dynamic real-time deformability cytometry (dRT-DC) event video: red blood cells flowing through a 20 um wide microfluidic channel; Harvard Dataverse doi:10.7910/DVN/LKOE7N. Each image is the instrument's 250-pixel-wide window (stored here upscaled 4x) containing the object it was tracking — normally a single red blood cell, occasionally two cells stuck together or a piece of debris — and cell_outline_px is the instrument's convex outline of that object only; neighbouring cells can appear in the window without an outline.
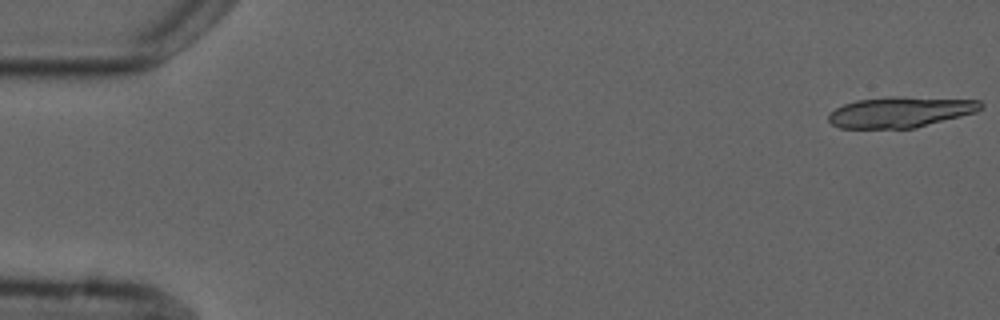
{"species": "common noctule bat (a hibernating species)", "species_latin": "Nyctalus noctula", "temperature_condition": "cold", "stored_images_in_passage": 6, "camera_frame_rate_fps": 3000, "um_per_image_px": 0.085, "animal": {"sex": "male", "forearm_length_mm": 52.5}, "frame": {"image": 1, "passage_image": 1, "time_ms": 0.0, "image_size_px": [1000, 320], "cell_outline_px": [[984, 108], [976, 112], [916, 128], [840, 128], [832, 124], [828, 120], [828, 116], [836, 108], [844, 104], [856, 100], [892, 96], [900, 96], [980, 100], [984, 104]], "centroid_in_image_um": [76.57, 9.52], "position_along_channel_um": 8.4, "area_um2": 27.4}}